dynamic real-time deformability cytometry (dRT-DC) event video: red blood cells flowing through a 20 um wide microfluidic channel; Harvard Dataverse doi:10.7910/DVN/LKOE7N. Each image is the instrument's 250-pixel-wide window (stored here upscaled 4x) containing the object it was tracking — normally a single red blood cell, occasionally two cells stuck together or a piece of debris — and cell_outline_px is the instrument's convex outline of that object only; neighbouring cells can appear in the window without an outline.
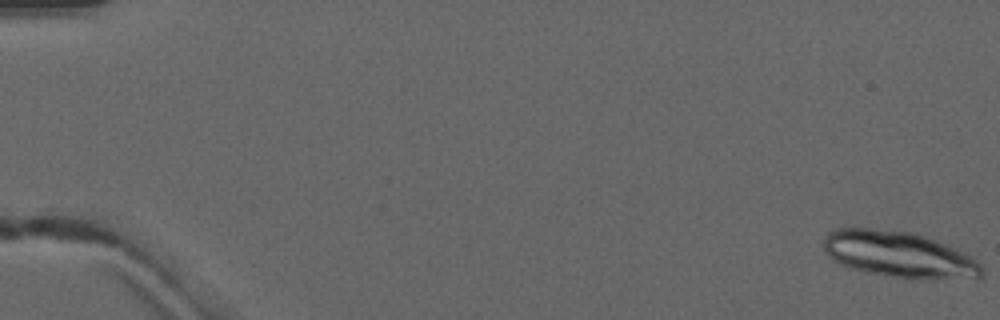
{"species": "common noctule bat (a hibernating species)", "species_latin": "Nyctalus noctula", "temperature_condition": "warm", "stored_images_in_passage": 7, "camera_frame_rate_fps": 3000, "um_per_image_px": 0.085, "animal": {"sex": "male", "forearm_length_mm": 52.5}, "frame": {"image": 1, "passage_image": 1, "time_ms": 0.0, "image_size_px": [1000, 320], "cell_outline_px": [[984, 276], [976, 280], [896, 276], [868, 272], [852, 268], [840, 264], [832, 260], [824, 252], [824, 240], [828, 232], [836, 228], [872, 228], [912, 232], [936, 240], [956, 248], [976, 260], [984, 268]], "centroid_in_image_um": [76.44, 21.62], "position_along_channel_um": 8.6, "area_um2": 42.37}}